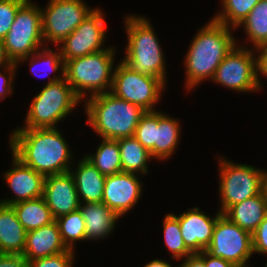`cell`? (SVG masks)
Returning <instances> with one entry per match:
<instances>
[{
  "label": "cell",
  "mask_w": 267,
  "mask_h": 267,
  "mask_svg": "<svg viewBox=\"0 0 267 267\" xmlns=\"http://www.w3.org/2000/svg\"><path fill=\"white\" fill-rule=\"evenodd\" d=\"M262 191L264 193L265 198L267 199V171L265 169H264V172H263Z\"/></svg>",
  "instance_id": "7bdbcfd3"
},
{
  "label": "cell",
  "mask_w": 267,
  "mask_h": 267,
  "mask_svg": "<svg viewBox=\"0 0 267 267\" xmlns=\"http://www.w3.org/2000/svg\"><path fill=\"white\" fill-rule=\"evenodd\" d=\"M81 102L65 77L45 84L32 99L24 124L17 128H57L59 121L68 117Z\"/></svg>",
  "instance_id": "8992f818"
},
{
  "label": "cell",
  "mask_w": 267,
  "mask_h": 267,
  "mask_svg": "<svg viewBox=\"0 0 267 267\" xmlns=\"http://www.w3.org/2000/svg\"><path fill=\"white\" fill-rule=\"evenodd\" d=\"M56 221L26 233V245L22 255L27 260H34L65 252Z\"/></svg>",
  "instance_id": "ac0fdd59"
},
{
  "label": "cell",
  "mask_w": 267,
  "mask_h": 267,
  "mask_svg": "<svg viewBox=\"0 0 267 267\" xmlns=\"http://www.w3.org/2000/svg\"><path fill=\"white\" fill-rule=\"evenodd\" d=\"M234 30V31H233ZM235 29L211 18L196 31L185 55V88L195 90L202 82L211 81L217 67L237 44Z\"/></svg>",
  "instance_id": "7a4b0ae2"
},
{
  "label": "cell",
  "mask_w": 267,
  "mask_h": 267,
  "mask_svg": "<svg viewBox=\"0 0 267 267\" xmlns=\"http://www.w3.org/2000/svg\"><path fill=\"white\" fill-rule=\"evenodd\" d=\"M100 141L95 153L84 154L83 156L104 176L122 172L118 141L102 138Z\"/></svg>",
  "instance_id": "4316f807"
},
{
  "label": "cell",
  "mask_w": 267,
  "mask_h": 267,
  "mask_svg": "<svg viewBox=\"0 0 267 267\" xmlns=\"http://www.w3.org/2000/svg\"><path fill=\"white\" fill-rule=\"evenodd\" d=\"M171 213L178 219L184 244L192 254L201 253L209 247L217 219L222 214L217 210L211 217L199 207H189L179 215Z\"/></svg>",
  "instance_id": "9a60e30c"
},
{
  "label": "cell",
  "mask_w": 267,
  "mask_h": 267,
  "mask_svg": "<svg viewBox=\"0 0 267 267\" xmlns=\"http://www.w3.org/2000/svg\"><path fill=\"white\" fill-rule=\"evenodd\" d=\"M0 267H29L22 254H0Z\"/></svg>",
  "instance_id": "74e56055"
},
{
  "label": "cell",
  "mask_w": 267,
  "mask_h": 267,
  "mask_svg": "<svg viewBox=\"0 0 267 267\" xmlns=\"http://www.w3.org/2000/svg\"><path fill=\"white\" fill-rule=\"evenodd\" d=\"M122 172L142 174L149 173L148 163L152 161L150 152L134 137L118 139Z\"/></svg>",
  "instance_id": "d4e9b609"
},
{
  "label": "cell",
  "mask_w": 267,
  "mask_h": 267,
  "mask_svg": "<svg viewBox=\"0 0 267 267\" xmlns=\"http://www.w3.org/2000/svg\"><path fill=\"white\" fill-rule=\"evenodd\" d=\"M166 87L161 79L135 72L121 60L115 65L110 92L145 111H156Z\"/></svg>",
  "instance_id": "9c48e42d"
},
{
  "label": "cell",
  "mask_w": 267,
  "mask_h": 267,
  "mask_svg": "<svg viewBox=\"0 0 267 267\" xmlns=\"http://www.w3.org/2000/svg\"><path fill=\"white\" fill-rule=\"evenodd\" d=\"M12 168L2 175L6 185L12 191V198L0 200L5 205H13L17 202L27 201L43 196L45 176L25 165L12 152Z\"/></svg>",
  "instance_id": "2e32d148"
},
{
  "label": "cell",
  "mask_w": 267,
  "mask_h": 267,
  "mask_svg": "<svg viewBox=\"0 0 267 267\" xmlns=\"http://www.w3.org/2000/svg\"><path fill=\"white\" fill-rule=\"evenodd\" d=\"M83 105L86 124L102 139L132 137L141 116L146 112L110 91L87 98Z\"/></svg>",
  "instance_id": "3957f363"
},
{
  "label": "cell",
  "mask_w": 267,
  "mask_h": 267,
  "mask_svg": "<svg viewBox=\"0 0 267 267\" xmlns=\"http://www.w3.org/2000/svg\"><path fill=\"white\" fill-rule=\"evenodd\" d=\"M12 206L26 232L36 230L55 221L43 196L17 202Z\"/></svg>",
  "instance_id": "484cf974"
},
{
  "label": "cell",
  "mask_w": 267,
  "mask_h": 267,
  "mask_svg": "<svg viewBox=\"0 0 267 267\" xmlns=\"http://www.w3.org/2000/svg\"><path fill=\"white\" fill-rule=\"evenodd\" d=\"M253 253L267 257V216L252 233Z\"/></svg>",
  "instance_id": "d590c367"
},
{
  "label": "cell",
  "mask_w": 267,
  "mask_h": 267,
  "mask_svg": "<svg viewBox=\"0 0 267 267\" xmlns=\"http://www.w3.org/2000/svg\"><path fill=\"white\" fill-rule=\"evenodd\" d=\"M224 215L252 234L267 216V199L262 191L254 197L231 206Z\"/></svg>",
  "instance_id": "603a6c76"
},
{
  "label": "cell",
  "mask_w": 267,
  "mask_h": 267,
  "mask_svg": "<svg viewBox=\"0 0 267 267\" xmlns=\"http://www.w3.org/2000/svg\"><path fill=\"white\" fill-rule=\"evenodd\" d=\"M13 62L8 57L6 48L4 46V41L0 40V71L12 65Z\"/></svg>",
  "instance_id": "60d3db41"
},
{
  "label": "cell",
  "mask_w": 267,
  "mask_h": 267,
  "mask_svg": "<svg viewBox=\"0 0 267 267\" xmlns=\"http://www.w3.org/2000/svg\"><path fill=\"white\" fill-rule=\"evenodd\" d=\"M206 251L214 257L232 262L237 267H250L249 259L254 255L252 234L221 214L214 227L211 244Z\"/></svg>",
  "instance_id": "7c38bea8"
},
{
  "label": "cell",
  "mask_w": 267,
  "mask_h": 267,
  "mask_svg": "<svg viewBox=\"0 0 267 267\" xmlns=\"http://www.w3.org/2000/svg\"><path fill=\"white\" fill-rule=\"evenodd\" d=\"M219 160V211L224 214L231 206L262 192L263 168L244 163H234L226 157Z\"/></svg>",
  "instance_id": "52a82bcc"
},
{
  "label": "cell",
  "mask_w": 267,
  "mask_h": 267,
  "mask_svg": "<svg viewBox=\"0 0 267 267\" xmlns=\"http://www.w3.org/2000/svg\"><path fill=\"white\" fill-rule=\"evenodd\" d=\"M163 233L165 248L171 252L172 259L179 261L192 254L184 244L179 221L172 213H167L163 219Z\"/></svg>",
  "instance_id": "4dcf8cb0"
},
{
  "label": "cell",
  "mask_w": 267,
  "mask_h": 267,
  "mask_svg": "<svg viewBox=\"0 0 267 267\" xmlns=\"http://www.w3.org/2000/svg\"><path fill=\"white\" fill-rule=\"evenodd\" d=\"M105 13L97 7L82 23L60 44L59 49L64 63L67 60L86 56L107 49V29Z\"/></svg>",
  "instance_id": "4fadbf2b"
},
{
  "label": "cell",
  "mask_w": 267,
  "mask_h": 267,
  "mask_svg": "<svg viewBox=\"0 0 267 267\" xmlns=\"http://www.w3.org/2000/svg\"><path fill=\"white\" fill-rule=\"evenodd\" d=\"M151 154L154 159V144L156 141V111H146L133 135Z\"/></svg>",
  "instance_id": "1f68e13d"
},
{
  "label": "cell",
  "mask_w": 267,
  "mask_h": 267,
  "mask_svg": "<svg viewBox=\"0 0 267 267\" xmlns=\"http://www.w3.org/2000/svg\"><path fill=\"white\" fill-rule=\"evenodd\" d=\"M74 163L76 168L72 165L69 172L73 175L80 203L102 202L106 176L84 156Z\"/></svg>",
  "instance_id": "d6986e66"
},
{
  "label": "cell",
  "mask_w": 267,
  "mask_h": 267,
  "mask_svg": "<svg viewBox=\"0 0 267 267\" xmlns=\"http://www.w3.org/2000/svg\"><path fill=\"white\" fill-rule=\"evenodd\" d=\"M59 128H15L10 133L11 152L38 173L62 174L74 165V154ZM73 155V156H72Z\"/></svg>",
  "instance_id": "6da1fadb"
},
{
  "label": "cell",
  "mask_w": 267,
  "mask_h": 267,
  "mask_svg": "<svg viewBox=\"0 0 267 267\" xmlns=\"http://www.w3.org/2000/svg\"><path fill=\"white\" fill-rule=\"evenodd\" d=\"M176 267H205V262L203 261V251L201 253H194L184 258L183 261Z\"/></svg>",
  "instance_id": "ab89813d"
},
{
  "label": "cell",
  "mask_w": 267,
  "mask_h": 267,
  "mask_svg": "<svg viewBox=\"0 0 267 267\" xmlns=\"http://www.w3.org/2000/svg\"><path fill=\"white\" fill-rule=\"evenodd\" d=\"M28 61L31 74L37 76L38 78L47 77L50 74H52V72H54L55 75H53L52 78L49 77L46 84L59 81L64 78V61L57 47L51 49L49 48V46L48 48L47 46H44L43 48L31 54L30 56L20 59L16 63V65L19 66L22 65L24 62L27 63ZM40 65L42 68L44 67L43 69H45L44 71L46 73H44V75H42L43 73L42 74L40 73L41 70L39 69L40 67H38ZM56 72H58V74H56Z\"/></svg>",
  "instance_id": "cb8c5ba5"
},
{
  "label": "cell",
  "mask_w": 267,
  "mask_h": 267,
  "mask_svg": "<svg viewBox=\"0 0 267 267\" xmlns=\"http://www.w3.org/2000/svg\"><path fill=\"white\" fill-rule=\"evenodd\" d=\"M116 51L113 46H108L107 49L64 63V77L83 102L111 90Z\"/></svg>",
  "instance_id": "5b68a950"
},
{
  "label": "cell",
  "mask_w": 267,
  "mask_h": 267,
  "mask_svg": "<svg viewBox=\"0 0 267 267\" xmlns=\"http://www.w3.org/2000/svg\"><path fill=\"white\" fill-rule=\"evenodd\" d=\"M63 244L75 251L76 242L86 241L85 221L80 209L55 219Z\"/></svg>",
  "instance_id": "f1b7e54d"
},
{
  "label": "cell",
  "mask_w": 267,
  "mask_h": 267,
  "mask_svg": "<svg viewBox=\"0 0 267 267\" xmlns=\"http://www.w3.org/2000/svg\"><path fill=\"white\" fill-rule=\"evenodd\" d=\"M27 0H0V40H3L15 20L18 9Z\"/></svg>",
  "instance_id": "d6a6232c"
},
{
  "label": "cell",
  "mask_w": 267,
  "mask_h": 267,
  "mask_svg": "<svg viewBox=\"0 0 267 267\" xmlns=\"http://www.w3.org/2000/svg\"><path fill=\"white\" fill-rule=\"evenodd\" d=\"M123 23L128 40L121 60L133 71L157 77L167 85L166 56L150 20L130 14Z\"/></svg>",
  "instance_id": "277c9868"
},
{
  "label": "cell",
  "mask_w": 267,
  "mask_h": 267,
  "mask_svg": "<svg viewBox=\"0 0 267 267\" xmlns=\"http://www.w3.org/2000/svg\"><path fill=\"white\" fill-rule=\"evenodd\" d=\"M203 261L205 262V267H237L232 262L212 256L206 250L203 251Z\"/></svg>",
  "instance_id": "f35d334b"
},
{
  "label": "cell",
  "mask_w": 267,
  "mask_h": 267,
  "mask_svg": "<svg viewBox=\"0 0 267 267\" xmlns=\"http://www.w3.org/2000/svg\"><path fill=\"white\" fill-rule=\"evenodd\" d=\"M19 67L13 63L9 67L0 71V101H4L8 96L10 97L14 91V84L17 77L16 73ZM14 83V84H13Z\"/></svg>",
  "instance_id": "e575fe53"
},
{
  "label": "cell",
  "mask_w": 267,
  "mask_h": 267,
  "mask_svg": "<svg viewBox=\"0 0 267 267\" xmlns=\"http://www.w3.org/2000/svg\"><path fill=\"white\" fill-rule=\"evenodd\" d=\"M260 0H222V9L212 19L226 26L236 28Z\"/></svg>",
  "instance_id": "f546056e"
},
{
  "label": "cell",
  "mask_w": 267,
  "mask_h": 267,
  "mask_svg": "<svg viewBox=\"0 0 267 267\" xmlns=\"http://www.w3.org/2000/svg\"><path fill=\"white\" fill-rule=\"evenodd\" d=\"M181 124L179 119L156 110V141L154 144V160L161 163L175 154L179 147Z\"/></svg>",
  "instance_id": "7402d4cb"
},
{
  "label": "cell",
  "mask_w": 267,
  "mask_h": 267,
  "mask_svg": "<svg viewBox=\"0 0 267 267\" xmlns=\"http://www.w3.org/2000/svg\"><path fill=\"white\" fill-rule=\"evenodd\" d=\"M8 57L13 63L30 56L45 46L42 34L41 7L27 0L16 13L9 32L3 39Z\"/></svg>",
  "instance_id": "ba28073f"
},
{
  "label": "cell",
  "mask_w": 267,
  "mask_h": 267,
  "mask_svg": "<svg viewBox=\"0 0 267 267\" xmlns=\"http://www.w3.org/2000/svg\"><path fill=\"white\" fill-rule=\"evenodd\" d=\"M240 27L253 49L267 43V0H260L235 30Z\"/></svg>",
  "instance_id": "83f0119b"
},
{
  "label": "cell",
  "mask_w": 267,
  "mask_h": 267,
  "mask_svg": "<svg viewBox=\"0 0 267 267\" xmlns=\"http://www.w3.org/2000/svg\"><path fill=\"white\" fill-rule=\"evenodd\" d=\"M256 53V65H257V80L260 90H263V84L261 78H267V43L262 44L255 49Z\"/></svg>",
  "instance_id": "8d00e7d4"
},
{
  "label": "cell",
  "mask_w": 267,
  "mask_h": 267,
  "mask_svg": "<svg viewBox=\"0 0 267 267\" xmlns=\"http://www.w3.org/2000/svg\"><path fill=\"white\" fill-rule=\"evenodd\" d=\"M43 198L55 219L78 210L81 204L70 172L45 176Z\"/></svg>",
  "instance_id": "e0dca14e"
},
{
  "label": "cell",
  "mask_w": 267,
  "mask_h": 267,
  "mask_svg": "<svg viewBox=\"0 0 267 267\" xmlns=\"http://www.w3.org/2000/svg\"><path fill=\"white\" fill-rule=\"evenodd\" d=\"M85 221L86 241H98L111 236L120 217L103 202L81 203L79 207ZM105 237V238H104Z\"/></svg>",
  "instance_id": "ffe728a7"
},
{
  "label": "cell",
  "mask_w": 267,
  "mask_h": 267,
  "mask_svg": "<svg viewBox=\"0 0 267 267\" xmlns=\"http://www.w3.org/2000/svg\"><path fill=\"white\" fill-rule=\"evenodd\" d=\"M75 252L68 249L56 255L28 260L29 267H73L76 256Z\"/></svg>",
  "instance_id": "836d02e7"
},
{
  "label": "cell",
  "mask_w": 267,
  "mask_h": 267,
  "mask_svg": "<svg viewBox=\"0 0 267 267\" xmlns=\"http://www.w3.org/2000/svg\"><path fill=\"white\" fill-rule=\"evenodd\" d=\"M47 4L41 8L42 34L47 47V43L60 44L96 9L83 0H50Z\"/></svg>",
  "instance_id": "8fae6325"
},
{
  "label": "cell",
  "mask_w": 267,
  "mask_h": 267,
  "mask_svg": "<svg viewBox=\"0 0 267 267\" xmlns=\"http://www.w3.org/2000/svg\"><path fill=\"white\" fill-rule=\"evenodd\" d=\"M144 267H173L171 262L165 261L162 258L154 259L146 263Z\"/></svg>",
  "instance_id": "b9f144b4"
},
{
  "label": "cell",
  "mask_w": 267,
  "mask_h": 267,
  "mask_svg": "<svg viewBox=\"0 0 267 267\" xmlns=\"http://www.w3.org/2000/svg\"><path fill=\"white\" fill-rule=\"evenodd\" d=\"M138 176L140 175L119 172L105 178L102 202L120 218L135 208L143 195V182Z\"/></svg>",
  "instance_id": "5bb4252c"
},
{
  "label": "cell",
  "mask_w": 267,
  "mask_h": 267,
  "mask_svg": "<svg viewBox=\"0 0 267 267\" xmlns=\"http://www.w3.org/2000/svg\"><path fill=\"white\" fill-rule=\"evenodd\" d=\"M237 43L217 67L211 82L239 93L260 92L256 52L251 45L248 48Z\"/></svg>",
  "instance_id": "30bf717a"
},
{
  "label": "cell",
  "mask_w": 267,
  "mask_h": 267,
  "mask_svg": "<svg viewBox=\"0 0 267 267\" xmlns=\"http://www.w3.org/2000/svg\"><path fill=\"white\" fill-rule=\"evenodd\" d=\"M26 233L13 206L0 203V254H22Z\"/></svg>",
  "instance_id": "44dd1931"
}]
</instances>
